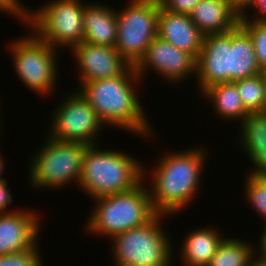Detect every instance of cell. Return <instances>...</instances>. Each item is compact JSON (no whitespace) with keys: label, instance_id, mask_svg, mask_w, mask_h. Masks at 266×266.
Here are the masks:
<instances>
[{"label":"cell","instance_id":"d4e9b609","mask_svg":"<svg viewBox=\"0 0 266 266\" xmlns=\"http://www.w3.org/2000/svg\"><path fill=\"white\" fill-rule=\"evenodd\" d=\"M240 24L251 36L258 65L263 71L266 69V23L240 20Z\"/></svg>","mask_w":266,"mask_h":266},{"label":"cell","instance_id":"4316f807","mask_svg":"<svg viewBox=\"0 0 266 266\" xmlns=\"http://www.w3.org/2000/svg\"><path fill=\"white\" fill-rule=\"evenodd\" d=\"M201 0H157L159 8L172 13L189 15Z\"/></svg>","mask_w":266,"mask_h":266},{"label":"cell","instance_id":"f1b7e54d","mask_svg":"<svg viewBox=\"0 0 266 266\" xmlns=\"http://www.w3.org/2000/svg\"><path fill=\"white\" fill-rule=\"evenodd\" d=\"M7 180L0 181V213H9L11 210H6L8 205L13 202L11 191L7 187Z\"/></svg>","mask_w":266,"mask_h":266},{"label":"cell","instance_id":"cb8c5ba5","mask_svg":"<svg viewBox=\"0 0 266 266\" xmlns=\"http://www.w3.org/2000/svg\"><path fill=\"white\" fill-rule=\"evenodd\" d=\"M247 174L244 184L245 199L259 213V216L264 219V225H266V176Z\"/></svg>","mask_w":266,"mask_h":266},{"label":"cell","instance_id":"5bb4252c","mask_svg":"<svg viewBox=\"0 0 266 266\" xmlns=\"http://www.w3.org/2000/svg\"><path fill=\"white\" fill-rule=\"evenodd\" d=\"M36 211L0 213V256L35 249L39 242L40 215ZM38 238V239H37Z\"/></svg>","mask_w":266,"mask_h":266},{"label":"cell","instance_id":"7a4b0ae2","mask_svg":"<svg viewBox=\"0 0 266 266\" xmlns=\"http://www.w3.org/2000/svg\"><path fill=\"white\" fill-rule=\"evenodd\" d=\"M206 152V149L198 146L163 154L164 156L159 158L151 172L152 184L148 186L156 213L176 215L186 208V205L191 204L194 195L197 194L202 170L207 162Z\"/></svg>","mask_w":266,"mask_h":266},{"label":"cell","instance_id":"1f68e13d","mask_svg":"<svg viewBox=\"0 0 266 266\" xmlns=\"http://www.w3.org/2000/svg\"><path fill=\"white\" fill-rule=\"evenodd\" d=\"M263 227V232L260 234V238H259V243L257 248L259 249L257 252L263 256L264 258H266V225H262Z\"/></svg>","mask_w":266,"mask_h":266},{"label":"cell","instance_id":"3957f363","mask_svg":"<svg viewBox=\"0 0 266 266\" xmlns=\"http://www.w3.org/2000/svg\"><path fill=\"white\" fill-rule=\"evenodd\" d=\"M86 147L78 187L93 200L102 196L130 191L146 177L140 160L126 153Z\"/></svg>","mask_w":266,"mask_h":266},{"label":"cell","instance_id":"d6986e66","mask_svg":"<svg viewBox=\"0 0 266 266\" xmlns=\"http://www.w3.org/2000/svg\"><path fill=\"white\" fill-rule=\"evenodd\" d=\"M262 73L249 32L239 24L230 30V82Z\"/></svg>","mask_w":266,"mask_h":266},{"label":"cell","instance_id":"e575fe53","mask_svg":"<svg viewBox=\"0 0 266 266\" xmlns=\"http://www.w3.org/2000/svg\"><path fill=\"white\" fill-rule=\"evenodd\" d=\"M262 73H263V75H264V77H265V80H266V69H264V70L262 71Z\"/></svg>","mask_w":266,"mask_h":266},{"label":"cell","instance_id":"e0dca14e","mask_svg":"<svg viewBox=\"0 0 266 266\" xmlns=\"http://www.w3.org/2000/svg\"><path fill=\"white\" fill-rule=\"evenodd\" d=\"M189 16L203 35L228 32L241 20L228 0H201Z\"/></svg>","mask_w":266,"mask_h":266},{"label":"cell","instance_id":"9a60e30c","mask_svg":"<svg viewBox=\"0 0 266 266\" xmlns=\"http://www.w3.org/2000/svg\"><path fill=\"white\" fill-rule=\"evenodd\" d=\"M158 37L197 59L202 49L204 35L189 15L172 13L159 8Z\"/></svg>","mask_w":266,"mask_h":266},{"label":"cell","instance_id":"603a6c76","mask_svg":"<svg viewBox=\"0 0 266 266\" xmlns=\"http://www.w3.org/2000/svg\"><path fill=\"white\" fill-rule=\"evenodd\" d=\"M234 83L249 113L266 112V80L263 73L234 81Z\"/></svg>","mask_w":266,"mask_h":266},{"label":"cell","instance_id":"7c38bea8","mask_svg":"<svg viewBox=\"0 0 266 266\" xmlns=\"http://www.w3.org/2000/svg\"><path fill=\"white\" fill-rule=\"evenodd\" d=\"M195 77L200 93L217 83L230 82V31L204 35Z\"/></svg>","mask_w":266,"mask_h":266},{"label":"cell","instance_id":"f546056e","mask_svg":"<svg viewBox=\"0 0 266 266\" xmlns=\"http://www.w3.org/2000/svg\"><path fill=\"white\" fill-rule=\"evenodd\" d=\"M257 13L254 14V17H249V14L247 13L244 17L241 18V20H248V21H256L259 23H266V0H256L254 6Z\"/></svg>","mask_w":266,"mask_h":266},{"label":"cell","instance_id":"4fadbf2b","mask_svg":"<svg viewBox=\"0 0 266 266\" xmlns=\"http://www.w3.org/2000/svg\"><path fill=\"white\" fill-rule=\"evenodd\" d=\"M71 53L78 65L80 83L122 75L131 64L117 51L116 47L94 45L88 42L77 44Z\"/></svg>","mask_w":266,"mask_h":266},{"label":"cell","instance_id":"d6a6232c","mask_svg":"<svg viewBox=\"0 0 266 266\" xmlns=\"http://www.w3.org/2000/svg\"><path fill=\"white\" fill-rule=\"evenodd\" d=\"M249 266H266V258L257 254L253 257L252 261L250 262Z\"/></svg>","mask_w":266,"mask_h":266},{"label":"cell","instance_id":"83f0119b","mask_svg":"<svg viewBox=\"0 0 266 266\" xmlns=\"http://www.w3.org/2000/svg\"><path fill=\"white\" fill-rule=\"evenodd\" d=\"M26 7L20 0H0V11L2 13L15 16L24 23L26 22Z\"/></svg>","mask_w":266,"mask_h":266},{"label":"cell","instance_id":"44dd1931","mask_svg":"<svg viewBox=\"0 0 266 266\" xmlns=\"http://www.w3.org/2000/svg\"><path fill=\"white\" fill-rule=\"evenodd\" d=\"M201 95L212 102L210 104H213L217 117L219 115L222 119H234L241 123L250 114L245 109L234 82L217 83L206 88Z\"/></svg>","mask_w":266,"mask_h":266},{"label":"cell","instance_id":"6da1fadb","mask_svg":"<svg viewBox=\"0 0 266 266\" xmlns=\"http://www.w3.org/2000/svg\"><path fill=\"white\" fill-rule=\"evenodd\" d=\"M140 80L135 66L131 65L122 75L81 83L77 90L94 109L105 127L111 125L137 136L152 137V125L135 90Z\"/></svg>","mask_w":266,"mask_h":266},{"label":"cell","instance_id":"8fae6325","mask_svg":"<svg viewBox=\"0 0 266 266\" xmlns=\"http://www.w3.org/2000/svg\"><path fill=\"white\" fill-rule=\"evenodd\" d=\"M135 68L141 80L147 74V70L153 69L159 77L175 84L196 73V59L191 54L156 37Z\"/></svg>","mask_w":266,"mask_h":266},{"label":"cell","instance_id":"5b68a950","mask_svg":"<svg viewBox=\"0 0 266 266\" xmlns=\"http://www.w3.org/2000/svg\"><path fill=\"white\" fill-rule=\"evenodd\" d=\"M164 216L156 213L143 225L112 237L114 266H171L175 250L161 224Z\"/></svg>","mask_w":266,"mask_h":266},{"label":"cell","instance_id":"ffe728a7","mask_svg":"<svg viewBox=\"0 0 266 266\" xmlns=\"http://www.w3.org/2000/svg\"><path fill=\"white\" fill-rule=\"evenodd\" d=\"M198 228L191 230L192 232H189L181 243L180 259L184 266H207L225 238L219 229L216 230L211 226Z\"/></svg>","mask_w":266,"mask_h":266},{"label":"cell","instance_id":"52a82bcc","mask_svg":"<svg viewBox=\"0 0 266 266\" xmlns=\"http://www.w3.org/2000/svg\"><path fill=\"white\" fill-rule=\"evenodd\" d=\"M84 6L80 0H52L36 11L27 7L25 25L54 49L71 50L83 42Z\"/></svg>","mask_w":266,"mask_h":266},{"label":"cell","instance_id":"836d02e7","mask_svg":"<svg viewBox=\"0 0 266 266\" xmlns=\"http://www.w3.org/2000/svg\"><path fill=\"white\" fill-rule=\"evenodd\" d=\"M1 154H0V181L4 180L5 178H2V174H3V170H4V166H5V162L3 161V157L1 158Z\"/></svg>","mask_w":266,"mask_h":266},{"label":"cell","instance_id":"4dcf8cb0","mask_svg":"<svg viewBox=\"0 0 266 266\" xmlns=\"http://www.w3.org/2000/svg\"><path fill=\"white\" fill-rule=\"evenodd\" d=\"M228 2L229 6L242 18L248 13L246 9L252 8L256 0H228Z\"/></svg>","mask_w":266,"mask_h":266},{"label":"cell","instance_id":"8992f818","mask_svg":"<svg viewBox=\"0 0 266 266\" xmlns=\"http://www.w3.org/2000/svg\"><path fill=\"white\" fill-rule=\"evenodd\" d=\"M45 144L33 154L29 163V183L32 187L62 189L72 181L78 185L83 157L88 145L45 137ZM71 182V183H70Z\"/></svg>","mask_w":266,"mask_h":266},{"label":"cell","instance_id":"277c9868","mask_svg":"<svg viewBox=\"0 0 266 266\" xmlns=\"http://www.w3.org/2000/svg\"><path fill=\"white\" fill-rule=\"evenodd\" d=\"M142 181L130 191L102 196L88 218L86 231L110 239L126 230L148 222L155 214L150 193Z\"/></svg>","mask_w":266,"mask_h":266},{"label":"cell","instance_id":"9c48e42d","mask_svg":"<svg viewBox=\"0 0 266 266\" xmlns=\"http://www.w3.org/2000/svg\"><path fill=\"white\" fill-rule=\"evenodd\" d=\"M9 48L20 81L41 96L50 94L57 81L59 55H56L59 50L35 34L19 37L10 43Z\"/></svg>","mask_w":266,"mask_h":266},{"label":"cell","instance_id":"7402d4cb","mask_svg":"<svg viewBox=\"0 0 266 266\" xmlns=\"http://www.w3.org/2000/svg\"><path fill=\"white\" fill-rule=\"evenodd\" d=\"M253 248L254 244L228 236L223 239L207 266H249L258 250Z\"/></svg>","mask_w":266,"mask_h":266},{"label":"cell","instance_id":"ac0fdd59","mask_svg":"<svg viewBox=\"0 0 266 266\" xmlns=\"http://www.w3.org/2000/svg\"><path fill=\"white\" fill-rule=\"evenodd\" d=\"M109 5L89 3L84 6L83 42L115 47L117 42L116 10Z\"/></svg>","mask_w":266,"mask_h":266},{"label":"cell","instance_id":"30bf717a","mask_svg":"<svg viewBox=\"0 0 266 266\" xmlns=\"http://www.w3.org/2000/svg\"><path fill=\"white\" fill-rule=\"evenodd\" d=\"M51 116L48 137L60 141L96 145L105 124L78 90L68 93ZM51 127V128H50Z\"/></svg>","mask_w":266,"mask_h":266},{"label":"cell","instance_id":"ba28073f","mask_svg":"<svg viewBox=\"0 0 266 266\" xmlns=\"http://www.w3.org/2000/svg\"><path fill=\"white\" fill-rule=\"evenodd\" d=\"M116 11L119 54L132 66L145 56L148 46L158 37L157 0H130Z\"/></svg>","mask_w":266,"mask_h":266},{"label":"cell","instance_id":"2e32d148","mask_svg":"<svg viewBox=\"0 0 266 266\" xmlns=\"http://www.w3.org/2000/svg\"><path fill=\"white\" fill-rule=\"evenodd\" d=\"M238 142L252 161L250 175L266 176V112L250 113L241 123Z\"/></svg>","mask_w":266,"mask_h":266},{"label":"cell","instance_id":"484cf974","mask_svg":"<svg viewBox=\"0 0 266 266\" xmlns=\"http://www.w3.org/2000/svg\"><path fill=\"white\" fill-rule=\"evenodd\" d=\"M39 247L0 256V266H43Z\"/></svg>","mask_w":266,"mask_h":266}]
</instances>
